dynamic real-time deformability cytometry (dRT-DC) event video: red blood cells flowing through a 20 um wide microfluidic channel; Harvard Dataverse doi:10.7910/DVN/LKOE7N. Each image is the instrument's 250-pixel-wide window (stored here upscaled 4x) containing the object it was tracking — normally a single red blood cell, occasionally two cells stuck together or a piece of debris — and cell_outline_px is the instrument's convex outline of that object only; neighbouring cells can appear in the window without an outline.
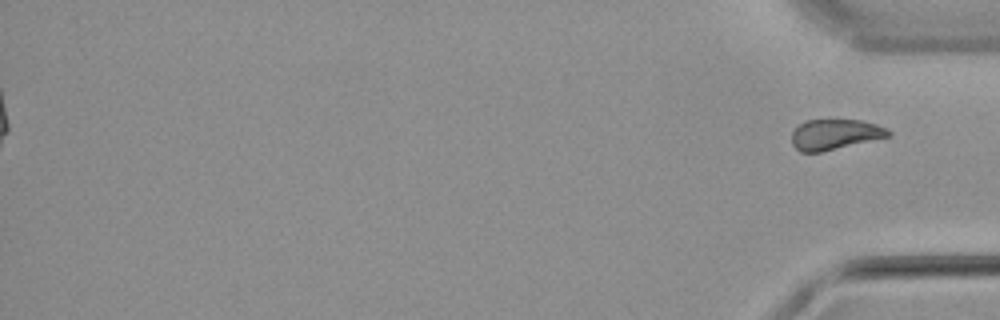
{"species": "common noctule bat (a hibernating species)", "species_latin": "Nyctalus noctula", "temperature_condition": "warm", "stored_images_in_passage": 51, "segment_of_instrument_passage": [2, 2], "camera_frame_rate_fps": 3000, "um_per_image_px": 0.085, "animal": {"sex": "male", "body_mass_g": 21.5, "forearm_length_mm": 52.0}, "frame": {"image": 1, "passage_image": 51, "time_ms": 16.667, "image_size_px": [1000, 320], "cell_outline_px": [[888, 136], [820, 152], [804, 152], [796, 148], [792, 140], [792, 136], [796, 128], [800, 124], [808, 120], [856, 120], [872, 124], [884, 128], [888, 132]], "centroid_in_image_um": [70.9, 11.43], "position_along_channel_um": 364.3, "area_um2": 16.24}}